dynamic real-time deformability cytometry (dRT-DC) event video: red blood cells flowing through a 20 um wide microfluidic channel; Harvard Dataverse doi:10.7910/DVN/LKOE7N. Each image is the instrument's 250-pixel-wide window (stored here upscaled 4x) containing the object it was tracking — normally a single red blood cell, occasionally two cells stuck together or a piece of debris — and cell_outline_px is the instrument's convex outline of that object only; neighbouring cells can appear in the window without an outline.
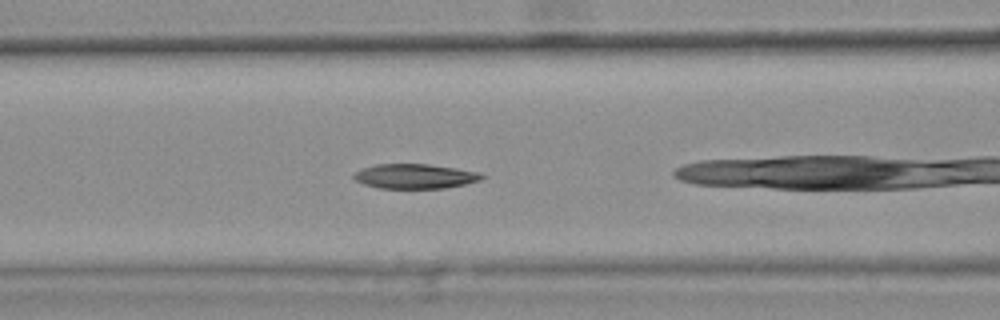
{"species": "common noctule bat (a hibernating species)", "species_latin": "Nyctalus noctula", "temperature_condition": "warm", "stored_images_in_passage": 29, "camera_frame_rate_fps": 3000, "um_per_image_px": 0.085, "animal": {"sex": "female", "body_mass_g": 25.1}, "frame": {"image": 1, "passage_image": 5, "time_ms": 1.333, "image_size_px": [1000, 320], "cell_outline_px": [[488, 176], [480, 180], [464, 184], [444, 188], [380, 188], [364, 184], [356, 180], [352, 176], [356, 172], [364, 168], [376, 164], [428, 164], [456, 168], [476, 172]], "centroid_in_image_um": [35.28, 14.98], "position_along_channel_um": 131.3, "area_um2": 18.21}, "authors_computed_cell_mechanics": {"area_um2": 19.074, "velocity_mm_per_s": 3.8, "shape_relaxation_time_tau1_ms": 8.0864, "shape_relaxation_time_tau2_ms": 8.8245, "deformation_change_tau1": 0.1654, "deformation_change_tau2": 0.1486}}